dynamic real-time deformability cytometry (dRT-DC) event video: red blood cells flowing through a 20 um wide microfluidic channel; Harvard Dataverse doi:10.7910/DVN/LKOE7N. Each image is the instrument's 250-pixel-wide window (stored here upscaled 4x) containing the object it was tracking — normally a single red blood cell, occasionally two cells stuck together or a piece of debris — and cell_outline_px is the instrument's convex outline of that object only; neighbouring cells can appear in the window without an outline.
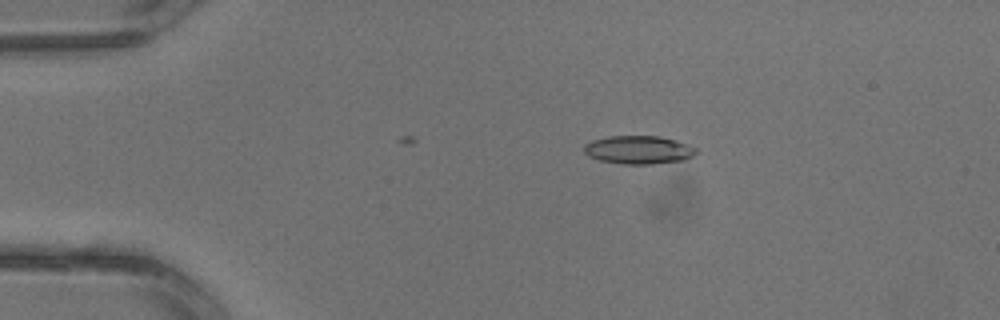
{"species": "common noctule bat (a hibernating species)", "species_latin": "Nyctalus noctula", "temperature_condition": "warm", "stored_images_in_passage": 4, "camera_frame_rate_fps": 3000, "um_per_image_px": 0.085, "animal": {"sex": "male", "body_mass_g": 13.3}, "frame": {"image": 1, "passage_image": 3, "time_ms": 0.667, "image_size_px": [1000, 320], "cell_outline_px": [[696, 152], [692, 156], [684, 160], [652, 164], [624, 164], [600, 160], [588, 156], [584, 152], [584, 144], [592, 140], [608, 136], [660, 136], [696, 148]], "centroid_in_image_um": [54.23, 12.74], "position_along_channel_um": 30.8, "area_um2": 18.26}}